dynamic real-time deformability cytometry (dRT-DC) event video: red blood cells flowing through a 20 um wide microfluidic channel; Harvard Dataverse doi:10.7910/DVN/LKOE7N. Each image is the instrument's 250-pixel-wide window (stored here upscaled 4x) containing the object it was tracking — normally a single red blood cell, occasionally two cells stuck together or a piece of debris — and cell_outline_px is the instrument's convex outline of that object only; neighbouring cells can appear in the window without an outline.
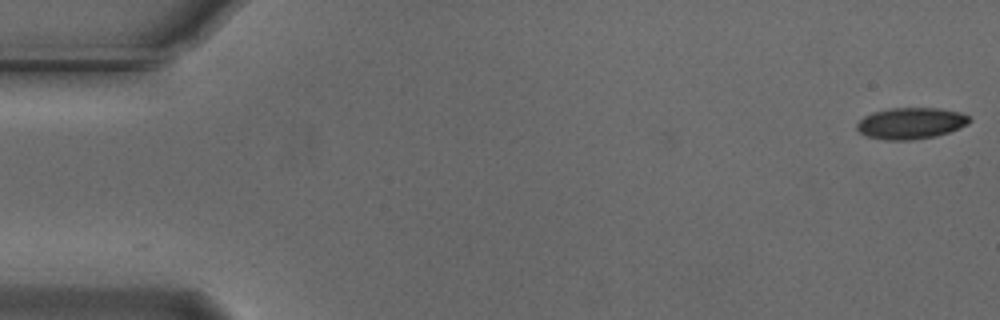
{"species": "Egyptian fruit bat (a non-hibernating species)", "species_latin": "Rousettus aegyptiacus", "temperature_condition": "cold", "stored_images_in_passage": 44, "camera_frame_rate_fps": 3000, "um_per_image_px": 0.085, "animal": {"sex": "male"}, "frame": {"image": 1, "passage_image": 1, "time_ms": 0.0, "image_size_px": [1000, 320], "cell_outline_px": [[972, 120], [968, 124], [960, 128], [936, 136], [912, 140], [888, 140], [864, 136], [856, 128], [856, 124], [864, 116], [872, 112], [892, 108], [940, 108], [960, 112], [968, 116]], "centroid_in_image_um": [77.42, 10.48], "position_along_channel_um": 7.6, "area_um2": 20.69}}
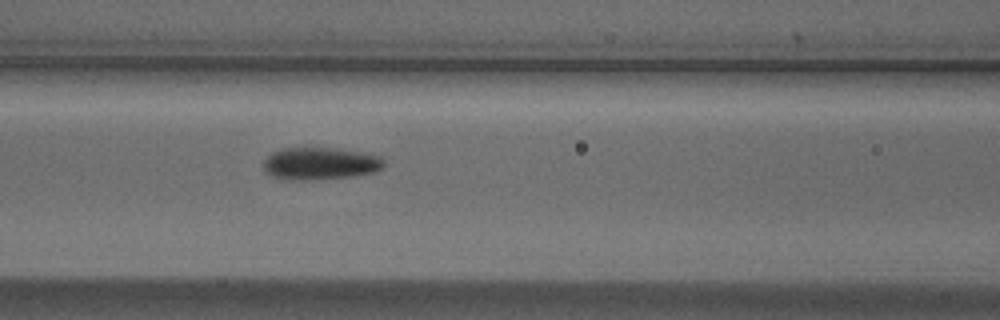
{"frame": {"image": 2, "passage_image": 23, "time_ms": 7.333, "image_size_px": [1000, 320], "cell_outline_px": [[384, 168], [376, 172], [356, 176], [312, 180], [288, 180], [272, 176], [264, 172], [264, 160], [272, 152], [280, 148], [332, 148], [364, 152], [380, 156], [384, 160]], "centroid_in_image_um": [27.23, 13.91], "position_along_channel_um": 139.4, "area_um2": 23.06}}
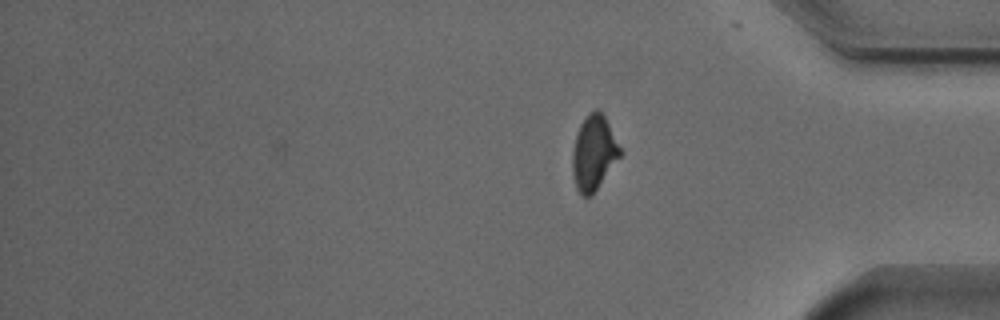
{"frame": {"image": 3, "passage_image": 44, "time_ms": 14.333, "image_size_px": [1000, 320], "cell_outline_px": [[624, 152], [592, 196], [580, 196], [576, 188], [572, 172], [572, 152], [576, 136], [580, 124], [588, 112], [596, 108], [604, 116]], "centroid_in_image_um": [50.48, 13.01], "position_along_channel_um": 384.7, "area_um2": 21.04}, "authors_computed_cell_mechanics": {"area_um2": 21.964, "velocity_mm_per_s": 3.7289, "shape_relaxation_time_tau1_ms": 3.1503, "shape_relaxation_time_tau2_ms": 8.9726, "deformation_change_tau1": 0.1099, "deformation_change_tau2": 0.1369}}